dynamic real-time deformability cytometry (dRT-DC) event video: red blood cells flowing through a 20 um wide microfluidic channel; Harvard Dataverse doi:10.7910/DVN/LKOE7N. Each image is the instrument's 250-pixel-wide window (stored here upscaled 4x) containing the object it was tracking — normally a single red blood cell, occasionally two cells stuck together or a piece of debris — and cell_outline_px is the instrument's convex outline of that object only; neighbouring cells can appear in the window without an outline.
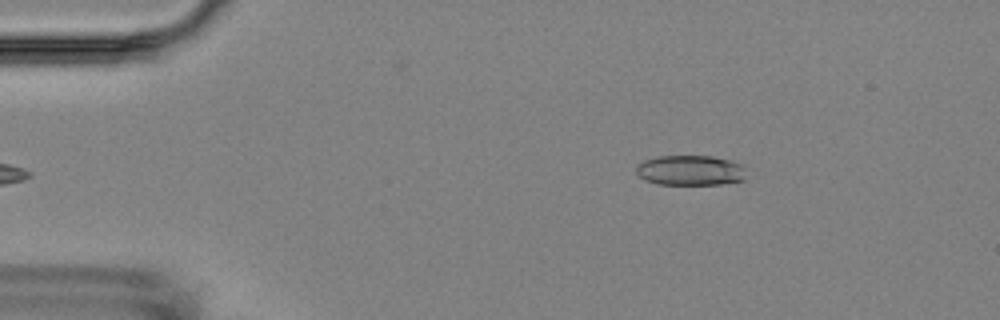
{"species": "Egyptian fruit bat (a non-hibernating species)", "species_latin": "Rousettus aegyptiacus", "temperature_condition": "room temperature", "stored_images_in_passage": 6, "camera_frame_rate_fps": 3000, "um_per_image_px": 0.085, "animal": {"sex": "female"}, "frame": {"image": 1, "passage_image": 6, "time_ms": 6.333, "image_size_px": [1000, 320], "cell_outline_px": [[744, 180], [720, 184], [660, 184], [644, 180], [636, 172], [636, 164], [644, 160], [660, 156], [712, 156], [732, 160], [744, 164]], "centroid_in_image_um": [58.69, 14.47], "position_along_channel_um": 26.3, "area_um2": 19.42}}